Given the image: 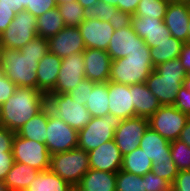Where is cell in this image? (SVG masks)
Here are the masks:
<instances>
[{
    "label": "cell",
    "mask_w": 190,
    "mask_h": 191,
    "mask_svg": "<svg viewBox=\"0 0 190 191\" xmlns=\"http://www.w3.org/2000/svg\"><path fill=\"white\" fill-rule=\"evenodd\" d=\"M46 107V95L34 88L17 87L1 105L2 126L17 132L28 120Z\"/></svg>",
    "instance_id": "obj_1"
},
{
    "label": "cell",
    "mask_w": 190,
    "mask_h": 191,
    "mask_svg": "<svg viewBox=\"0 0 190 191\" xmlns=\"http://www.w3.org/2000/svg\"><path fill=\"white\" fill-rule=\"evenodd\" d=\"M186 76L179 58H175L155 66L145 84L161 105H173Z\"/></svg>",
    "instance_id": "obj_2"
},
{
    "label": "cell",
    "mask_w": 190,
    "mask_h": 191,
    "mask_svg": "<svg viewBox=\"0 0 190 191\" xmlns=\"http://www.w3.org/2000/svg\"><path fill=\"white\" fill-rule=\"evenodd\" d=\"M154 65L150 56V47L134 50L127 57L111 61L109 81L125 85L145 83Z\"/></svg>",
    "instance_id": "obj_3"
},
{
    "label": "cell",
    "mask_w": 190,
    "mask_h": 191,
    "mask_svg": "<svg viewBox=\"0 0 190 191\" xmlns=\"http://www.w3.org/2000/svg\"><path fill=\"white\" fill-rule=\"evenodd\" d=\"M38 57L24 56L19 49L2 48L1 71L17 87L37 89Z\"/></svg>",
    "instance_id": "obj_4"
},
{
    "label": "cell",
    "mask_w": 190,
    "mask_h": 191,
    "mask_svg": "<svg viewBox=\"0 0 190 191\" xmlns=\"http://www.w3.org/2000/svg\"><path fill=\"white\" fill-rule=\"evenodd\" d=\"M89 169L88 152L81 148L51 155L50 170L71 186H77Z\"/></svg>",
    "instance_id": "obj_5"
},
{
    "label": "cell",
    "mask_w": 190,
    "mask_h": 191,
    "mask_svg": "<svg viewBox=\"0 0 190 191\" xmlns=\"http://www.w3.org/2000/svg\"><path fill=\"white\" fill-rule=\"evenodd\" d=\"M46 106L52 114L77 131L83 129L92 119L86 106L73 101L69 93H49L46 96Z\"/></svg>",
    "instance_id": "obj_6"
},
{
    "label": "cell",
    "mask_w": 190,
    "mask_h": 191,
    "mask_svg": "<svg viewBox=\"0 0 190 191\" xmlns=\"http://www.w3.org/2000/svg\"><path fill=\"white\" fill-rule=\"evenodd\" d=\"M121 119L113 114L103 117H92L90 122L78 131V148L90 152L102 143L114 139V133Z\"/></svg>",
    "instance_id": "obj_7"
},
{
    "label": "cell",
    "mask_w": 190,
    "mask_h": 191,
    "mask_svg": "<svg viewBox=\"0 0 190 191\" xmlns=\"http://www.w3.org/2000/svg\"><path fill=\"white\" fill-rule=\"evenodd\" d=\"M12 153L15 162L23 163L38 171L50 169L51 154L45 143L25 139L15 133L12 141Z\"/></svg>",
    "instance_id": "obj_8"
},
{
    "label": "cell",
    "mask_w": 190,
    "mask_h": 191,
    "mask_svg": "<svg viewBox=\"0 0 190 191\" xmlns=\"http://www.w3.org/2000/svg\"><path fill=\"white\" fill-rule=\"evenodd\" d=\"M37 37L36 17L28 11L16 13L9 27L0 35L2 48L20 49Z\"/></svg>",
    "instance_id": "obj_9"
},
{
    "label": "cell",
    "mask_w": 190,
    "mask_h": 191,
    "mask_svg": "<svg viewBox=\"0 0 190 191\" xmlns=\"http://www.w3.org/2000/svg\"><path fill=\"white\" fill-rule=\"evenodd\" d=\"M190 116L176 109L173 105H162L148 119L149 127L169 142L179 139Z\"/></svg>",
    "instance_id": "obj_10"
},
{
    "label": "cell",
    "mask_w": 190,
    "mask_h": 191,
    "mask_svg": "<svg viewBox=\"0 0 190 191\" xmlns=\"http://www.w3.org/2000/svg\"><path fill=\"white\" fill-rule=\"evenodd\" d=\"M46 129L45 144L51 155L77 148L78 131L70 127L61 118L52 114L49 108Z\"/></svg>",
    "instance_id": "obj_11"
},
{
    "label": "cell",
    "mask_w": 190,
    "mask_h": 191,
    "mask_svg": "<svg viewBox=\"0 0 190 191\" xmlns=\"http://www.w3.org/2000/svg\"><path fill=\"white\" fill-rule=\"evenodd\" d=\"M148 127L149 121L144 117L136 116L120 121L114 133V141L122 156L139 147V142Z\"/></svg>",
    "instance_id": "obj_12"
},
{
    "label": "cell",
    "mask_w": 190,
    "mask_h": 191,
    "mask_svg": "<svg viewBox=\"0 0 190 191\" xmlns=\"http://www.w3.org/2000/svg\"><path fill=\"white\" fill-rule=\"evenodd\" d=\"M85 79V63L83 53L62 58L56 85L51 93H68Z\"/></svg>",
    "instance_id": "obj_13"
},
{
    "label": "cell",
    "mask_w": 190,
    "mask_h": 191,
    "mask_svg": "<svg viewBox=\"0 0 190 191\" xmlns=\"http://www.w3.org/2000/svg\"><path fill=\"white\" fill-rule=\"evenodd\" d=\"M48 51L61 59L86 49L78 27L65 26L59 33L47 39Z\"/></svg>",
    "instance_id": "obj_14"
},
{
    "label": "cell",
    "mask_w": 190,
    "mask_h": 191,
    "mask_svg": "<svg viewBox=\"0 0 190 191\" xmlns=\"http://www.w3.org/2000/svg\"><path fill=\"white\" fill-rule=\"evenodd\" d=\"M189 20L190 8L187 0H171L163 19L171 36L187 43Z\"/></svg>",
    "instance_id": "obj_15"
},
{
    "label": "cell",
    "mask_w": 190,
    "mask_h": 191,
    "mask_svg": "<svg viewBox=\"0 0 190 191\" xmlns=\"http://www.w3.org/2000/svg\"><path fill=\"white\" fill-rule=\"evenodd\" d=\"M78 29L87 48L107 51L109 42L114 34V28L109 22L100 19H86Z\"/></svg>",
    "instance_id": "obj_16"
},
{
    "label": "cell",
    "mask_w": 190,
    "mask_h": 191,
    "mask_svg": "<svg viewBox=\"0 0 190 191\" xmlns=\"http://www.w3.org/2000/svg\"><path fill=\"white\" fill-rule=\"evenodd\" d=\"M90 169L117 173L121 170L122 154L114 139L88 152Z\"/></svg>",
    "instance_id": "obj_17"
},
{
    "label": "cell",
    "mask_w": 190,
    "mask_h": 191,
    "mask_svg": "<svg viewBox=\"0 0 190 191\" xmlns=\"http://www.w3.org/2000/svg\"><path fill=\"white\" fill-rule=\"evenodd\" d=\"M109 113L121 120L135 117L130 85L108 81Z\"/></svg>",
    "instance_id": "obj_18"
},
{
    "label": "cell",
    "mask_w": 190,
    "mask_h": 191,
    "mask_svg": "<svg viewBox=\"0 0 190 191\" xmlns=\"http://www.w3.org/2000/svg\"><path fill=\"white\" fill-rule=\"evenodd\" d=\"M144 45V40L133 31L132 26H127L114 31L107 53L111 60H116L127 57L134 50H144Z\"/></svg>",
    "instance_id": "obj_19"
},
{
    "label": "cell",
    "mask_w": 190,
    "mask_h": 191,
    "mask_svg": "<svg viewBox=\"0 0 190 191\" xmlns=\"http://www.w3.org/2000/svg\"><path fill=\"white\" fill-rule=\"evenodd\" d=\"M85 78L96 83L109 81L111 58L107 51L87 48L83 52Z\"/></svg>",
    "instance_id": "obj_20"
},
{
    "label": "cell",
    "mask_w": 190,
    "mask_h": 191,
    "mask_svg": "<svg viewBox=\"0 0 190 191\" xmlns=\"http://www.w3.org/2000/svg\"><path fill=\"white\" fill-rule=\"evenodd\" d=\"M61 62L60 57L48 52L38 63L36 71L37 90L43 92L46 96L55 88Z\"/></svg>",
    "instance_id": "obj_21"
},
{
    "label": "cell",
    "mask_w": 190,
    "mask_h": 191,
    "mask_svg": "<svg viewBox=\"0 0 190 191\" xmlns=\"http://www.w3.org/2000/svg\"><path fill=\"white\" fill-rule=\"evenodd\" d=\"M139 147L144 150V153L151 159L153 164L172 159L170 142L150 127L147 128L141 138Z\"/></svg>",
    "instance_id": "obj_22"
},
{
    "label": "cell",
    "mask_w": 190,
    "mask_h": 191,
    "mask_svg": "<svg viewBox=\"0 0 190 191\" xmlns=\"http://www.w3.org/2000/svg\"><path fill=\"white\" fill-rule=\"evenodd\" d=\"M135 107V117L149 119L162 105L145 83L130 85Z\"/></svg>",
    "instance_id": "obj_23"
},
{
    "label": "cell",
    "mask_w": 190,
    "mask_h": 191,
    "mask_svg": "<svg viewBox=\"0 0 190 191\" xmlns=\"http://www.w3.org/2000/svg\"><path fill=\"white\" fill-rule=\"evenodd\" d=\"M117 173L89 169L77 187L81 191H116Z\"/></svg>",
    "instance_id": "obj_24"
},
{
    "label": "cell",
    "mask_w": 190,
    "mask_h": 191,
    "mask_svg": "<svg viewBox=\"0 0 190 191\" xmlns=\"http://www.w3.org/2000/svg\"><path fill=\"white\" fill-rule=\"evenodd\" d=\"M39 173L28 165L14 162L4 182L11 191H25Z\"/></svg>",
    "instance_id": "obj_25"
},
{
    "label": "cell",
    "mask_w": 190,
    "mask_h": 191,
    "mask_svg": "<svg viewBox=\"0 0 190 191\" xmlns=\"http://www.w3.org/2000/svg\"><path fill=\"white\" fill-rule=\"evenodd\" d=\"M48 124V107L46 106L41 112L28 120L16 134L22 138L45 143L46 131Z\"/></svg>",
    "instance_id": "obj_26"
},
{
    "label": "cell",
    "mask_w": 190,
    "mask_h": 191,
    "mask_svg": "<svg viewBox=\"0 0 190 191\" xmlns=\"http://www.w3.org/2000/svg\"><path fill=\"white\" fill-rule=\"evenodd\" d=\"M108 82L96 83L89 90L88 100L85 104L92 117H103L109 114Z\"/></svg>",
    "instance_id": "obj_27"
},
{
    "label": "cell",
    "mask_w": 190,
    "mask_h": 191,
    "mask_svg": "<svg viewBox=\"0 0 190 191\" xmlns=\"http://www.w3.org/2000/svg\"><path fill=\"white\" fill-rule=\"evenodd\" d=\"M36 27L37 36L48 39L59 33L65 27V22L55 7L36 18Z\"/></svg>",
    "instance_id": "obj_28"
},
{
    "label": "cell",
    "mask_w": 190,
    "mask_h": 191,
    "mask_svg": "<svg viewBox=\"0 0 190 191\" xmlns=\"http://www.w3.org/2000/svg\"><path fill=\"white\" fill-rule=\"evenodd\" d=\"M71 185L50 169L40 171L25 191H68Z\"/></svg>",
    "instance_id": "obj_29"
},
{
    "label": "cell",
    "mask_w": 190,
    "mask_h": 191,
    "mask_svg": "<svg viewBox=\"0 0 190 191\" xmlns=\"http://www.w3.org/2000/svg\"><path fill=\"white\" fill-rule=\"evenodd\" d=\"M153 163L140 147L122 158L121 170L143 176L152 171Z\"/></svg>",
    "instance_id": "obj_30"
},
{
    "label": "cell",
    "mask_w": 190,
    "mask_h": 191,
    "mask_svg": "<svg viewBox=\"0 0 190 191\" xmlns=\"http://www.w3.org/2000/svg\"><path fill=\"white\" fill-rule=\"evenodd\" d=\"M183 44L181 40L170 36L169 39L159 43L157 47L150 48V56L154 67L160 63L178 58Z\"/></svg>",
    "instance_id": "obj_31"
},
{
    "label": "cell",
    "mask_w": 190,
    "mask_h": 191,
    "mask_svg": "<svg viewBox=\"0 0 190 191\" xmlns=\"http://www.w3.org/2000/svg\"><path fill=\"white\" fill-rule=\"evenodd\" d=\"M170 1L171 0H140L133 16L164 19Z\"/></svg>",
    "instance_id": "obj_32"
},
{
    "label": "cell",
    "mask_w": 190,
    "mask_h": 191,
    "mask_svg": "<svg viewBox=\"0 0 190 191\" xmlns=\"http://www.w3.org/2000/svg\"><path fill=\"white\" fill-rule=\"evenodd\" d=\"M131 26L133 31L143 40L149 36V33L153 30H168L163 22V19L133 15Z\"/></svg>",
    "instance_id": "obj_33"
},
{
    "label": "cell",
    "mask_w": 190,
    "mask_h": 191,
    "mask_svg": "<svg viewBox=\"0 0 190 191\" xmlns=\"http://www.w3.org/2000/svg\"><path fill=\"white\" fill-rule=\"evenodd\" d=\"M65 26L78 27L84 20V8L78 1L66 2L57 6Z\"/></svg>",
    "instance_id": "obj_34"
},
{
    "label": "cell",
    "mask_w": 190,
    "mask_h": 191,
    "mask_svg": "<svg viewBox=\"0 0 190 191\" xmlns=\"http://www.w3.org/2000/svg\"><path fill=\"white\" fill-rule=\"evenodd\" d=\"M142 176L119 170L116 177V191H146Z\"/></svg>",
    "instance_id": "obj_35"
},
{
    "label": "cell",
    "mask_w": 190,
    "mask_h": 191,
    "mask_svg": "<svg viewBox=\"0 0 190 191\" xmlns=\"http://www.w3.org/2000/svg\"><path fill=\"white\" fill-rule=\"evenodd\" d=\"M171 157L177 169L190 170V147L183 141L176 139L170 142Z\"/></svg>",
    "instance_id": "obj_36"
},
{
    "label": "cell",
    "mask_w": 190,
    "mask_h": 191,
    "mask_svg": "<svg viewBox=\"0 0 190 191\" xmlns=\"http://www.w3.org/2000/svg\"><path fill=\"white\" fill-rule=\"evenodd\" d=\"M117 10L118 8L113 5L98 1V3L94 6L84 8V17L85 20L100 19L109 22V20L112 19Z\"/></svg>",
    "instance_id": "obj_37"
},
{
    "label": "cell",
    "mask_w": 190,
    "mask_h": 191,
    "mask_svg": "<svg viewBox=\"0 0 190 191\" xmlns=\"http://www.w3.org/2000/svg\"><path fill=\"white\" fill-rule=\"evenodd\" d=\"M24 56L38 57V62L48 51V41L42 37H35L29 43L19 49Z\"/></svg>",
    "instance_id": "obj_38"
},
{
    "label": "cell",
    "mask_w": 190,
    "mask_h": 191,
    "mask_svg": "<svg viewBox=\"0 0 190 191\" xmlns=\"http://www.w3.org/2000/svg\"><path fill=\"white\" fill-rule=\"evenodd\" d=\"M152 172L161 178L166 179L171 184L178 175L179 170L177 169L172 159L162 160L153 164Z\"/></svg>",
    "instance_id": "obj_39"
},
{
    "label": "cell",
    "mask_w": 190,
    "mask_h": 191,
    "mask_svg": "<svg viewBox=\"0 0 190 191\" xmlns=\"http://www.w3.org/2000/svg\"><path fill=\"white\" fill-rule=\"evenodd\" d=\"M55 7H57L55 0H24V10L36 18Z\"/></svg>",
    "instance_id": "obj_40"
},
{
    "label": "cell",
    "mask_w": 190,
    "mask_h": 191,
    "mask_svg": "<svg viewBox=\"0 0 190 191\" xmlns=\"http://www.w3.org/2000/svg\"><path fill=\"white\" fill-rule=\"evenodd\" d=\"M142 177L146 181V191H172V184L166 179L154 175L152 171Z\"/></svg>",
    "instance_id": "obj_41"
},
{
    "label": "cell",
    "mask_w": 190,
    "mask_h": 191,
    "mask_svg": "<svg viewBox=\"0 0 190 191\" xmlns=\"http://www.w3.org/2000/svg\"><path fill=\"white\" fill-rule=\"evenodd\" d=\"M95 84L96 82L85 78L77 87L68 93L72 97L73 101H78L79 104L85 105L88 100L89 90H92Z\"/></svg>",
    "instance_id": "obj_42"
},
{
    "label": "cell",
    "mask_w": 190,
    "mask_h": 191,
    "mask_svg": "<svg viewBox=\"0 0 190 191\" xmlns=\"http://www.w3.org/2000/svg\"><path fill=\"white\" fill-rule=\"evenodd\" d=\"M17 88L5 74H0V106L12 96Z\"/></svg>",
    "instance_id": "obj_43"
},
{
    "label": "cell",
    "mask_w": 190,
    "mask_h": 191,
    "mask_svg": "<svg viewBox=\"0 0 190 191\" xmlns=\"http://www.w3.org/2000/svg\"><path fill=\"white\" fill-rule=\"evenodd\" d=\"M173 106L190 116V91L187 90L183 85L177 92L176 101Z\"/></svg>",
    "instance_id": "obj_44"
},
{
    "label": "cell",
    "mask_w": 190,
    "mask_h": 191,
    "mask_svg": "<svg viewBox=\"0 0 190 191\" xmlns=\"http://www.w3.org/2000/svg\"><path fill=\"white\" fill-rule=\"evenodd\" d=\"M171 186L172 191H190V170L179 171Z\"/></svg>",
    "instance_id": "obj_45"
},
{
    "label": "cell",
    "mask_w": 190,
    "mask_h": 191,
    "mask_svg": "<svg viewBox=\"0 0 190 191\" xmlns=\"http://www.w3.org/2000/svg\"><path fill=\"white\" fill-rule=\"evenodd\" d=\"M131 22L132 15L121 10H117L112 19L109 20V23L114 28V30H120L127 26H131Z\"/></svg>",
    "instance_id": "obj_46"
},
{
    "label": "cell",
    "mask_w": 190,
    "mask_h": 191,
    "mask_svg": "<svg viewBox=\"0 0 190 191\" xmlns=\"http://www.w3.org/2000/svg\"><path fill=\"white\" fill-rule=\"evenodd\" d=\"M171 33L169 30H153L149 33L144 39L145 44H147L150 48L157 47L159 43H162L166 39H169Z\"/></svg>",
    "instance_id": "obj_47"
},
{
    "label": "cell",
    "mask_w": 190,
    "mask_h": 191,
    "mask_svg": "<svg viewBox=\"0 0 190 191\" xmlns=\"http://www.w3.org/2000/svg\"><path fill=\"white\" fill-rule=\"evenodd\" d=\"M14 162L12 152L0 153V181H4L6 179L7 174L11 170Z\"/></svg>",
    "instance_id": "obj_48"
},
{
    "label": "cell",
    "mask_w": 190,
    "mask_h": 191,
    "mask_svg": "<svg viewBox=\"0 0 190 191\" xmlns=\"http://www.w3.org/2000/svg\"><path fill=\"white\" fill-rule=\"evenodd\" d=\"M15 132L10 131L6 127L0 126V153L12 152V141Z\"/></svg>",
    "instance_id": "obj_49"
},
{
    "label": "cell",
    "mask_w": 190,
    "mask_h": 191,
    "mask_svg": "<svg viewBox=\"0 0 190 191\" xmlns=\"http://www.w3.org/2000/svg\"><path fill=\"white\" fill-rule=\"evenodd\" d=\"M15 15L16 12L12 8L0 5V35L9 27Z\"/></svg>",
    "instance_id": "obj_50"
},
{
    "label": "cell",
    "mask_w": 190,
    "mask_h": 191,
    "mask_svg": "<svg viewBox=\"0 0 190 191\" xmlns=\"http://www.w3.org/2000/svg\"><path fill=\"white\" fill-rule=\"evenodd\" d=\"M140 0H114V6L123 12L134 15Z\"/></svg>",
    "instance_id": "obj_51"
},
{
    "label": "cell",
    "mask_w": 190,
    "mask_h": 191,
    "mask_svg": "<svg viewBox=\"0 0 190 191\" xmlns=\"http://www.w3.org/2000/svg\"><path fill=\"white\" fill-rule=\"evenodd\" d=\"M178 58L185 72L190 74V44H183L180 56Z\"/></svg>",
    "instance_id": "obj_52"
},
{
    "label": "cell",
    "mask_w": 190,
    "mask_h": 191,
    "mask_svg": "<svg viewBox=\"0 0 190 191\" xmlns=\"http://www.w3.org/2000/svg\"><path fill=\"white\" fill-rule=\"evenodd\" d=\"M0 5L10 7L16 13L24 11V0H0Z\"/></svg>",
    "instance_id": "obj_53"
},
{
    "label": "cell",
    "mask_w": 190,
    "mask_h": 191,
    "mask_svg": "<svg viewBox=\"0 0 190 191\" xmlns=\"http://www.w3.org/2000/svg\"><path fill=\"white\" fill-rule=\"evenodd\" d=\"M179 140L183 141L190 147V118L182 129Z\"/></svg>",
    "instance_id": "obj_54"
},
{
    "label": "cell",
    "mask_w": 190,
    "mask_h": 191,
    "mask_svg": "<svg viewBox=\"0 0 190 191\" xmlns=\"http://www.w3.org/2000/svg\"><path fill=\"white\" fill-rule=\"evenodd\" d=\"M78 3L83 7H92L98 3L99 0H77Z\"/></svg>",
    "instance_id": "obj_55"
},
{
    "label": "cell",
    "mask_w": 190,
    "mask_h": 191,
    "mask_svg": "<svg viewBox=\"0 0 190 191\" xmlns=\"http://www.w3.org/2000/svg\"><path fill=\"white\" fill-rule=\"evenodd\" d=\"M183 86L190 91V74H187L183 81Z\"/></svg>",
    "instance_id": "obj_56"
},
{
    "label": "cell",
    "mask_w": 190,
    "mask_h": 191,
    "mask_svg": "<svg viewBox=\"0 0 190 191\" xmlns=\"http://www.w3.org/2000/svg\"><path fill=\"white\" fill-rule=\"evenodd\" d=\"M0 191H11L4 181H0Z\"/></svg>",
    "instance_id": "obj_57"
},
{
    "label": "cell",
    "mask_w": 190,
    "mask_h": 191,
    "mask_svg": "<svg viewBox=\"0 0 190 191\" xmlns=\"http://www.w3.org/2000/svg\"><path fill=\"white\" fill-rule=\"evenodd\" d=\"M73 1H77V0H55L57 6H58V5H61V4H63V3H66V2L69 3V2H73Z\"/></svg>",
    "instance_id": "obj_58"
},
{
    "label": "cell",
    "mask_w": 190,
    "mask_h": 191,
    "mask_svg": "<svg viewBox=\"0 0 190 191\" xmlns=\"http://www.w3.org/2000/svg\"><path fill=\"white\" fill-rule=\"evenodd\" d=\"M99 1H102V2H105L107 4H110V5L114 6V0H99Z\"/></svg>",
    "instance_id": "obj_59"
},
{
    "label": "cell",
    "mask_w": 190,
    "mask_h": 191,
    "mask_svg": "<svg viewBox=\"0 0 190 191\" xmlns=\"http://www.w3.org/2000/svg\"><path fill=\"white\" fill-rule=\"evenodd\" d=\"M187 44H190V20H189V25H188V39H187Z\"/></svg>",
    "instance_id": "obj_60"
},
{
    "label": "cell",
    "mask_w": 190,
    "mask_h": 191,
    "mask_svg": "<svg viewBox=\"0 0 190 191\" xmlns=\"http://www.w3.org/2000/svg\"><path fill=\"white\" fill-rule=\"evenodd\" d=\"M68 191H81L77 186H71Z\"/></svg>",
    "instance_id": "obj_61"
},
{
    "label": "cell",
    "mask_w": 190,
    "mask_h": 191,
    "mask_svg": "<svg viewBox=\"0 0 190 191\" xmlns=\"http://www.w3.org/2000/svg\"><path fill=\"white\" fill-rule=\"evenodd\" d=\"M0 126H2V122H1V106H0Z\"/></svg>",
    "instance_id": "obj_62"
},
{
    "label": "cell",
    "mask_w": 190,
    "mask_h": 191,
    "mask_svg": "<svg viewBox=\"0 0 190 191\" xmlns=\"http://www.w3.org/2000/svg\"><path fill=\"white\" fill-rule=\"evenodd\" d=\"M1 50H2V46L0 45V57H1Z\"/></svg>",
    "instance_id": "obj_63"
}]
</instances>
